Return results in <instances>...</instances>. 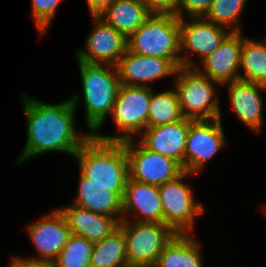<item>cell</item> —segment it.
Listing matches in <instances>:
<instances>
[{
    "label": "cell",
    "instance_id": "obj_1",
    "mask_svg": "<svg viewBox=\"0 0 266 267\" xmlns=\"http://www.w3.org/2000/svg\"><path fill=\"white\" fill-rule=\"evenodd\" d=\"M78 95L60 104H47L23 94L27 117V141L17 163L49 151L65 152L72 156L92 135H77L74 124Z\"/></svg>",
    "mask_w": 266,
    "mask_h": 267
},
{
    "label": "cell",
    "instance_id": "obj_2",
    "mask_svg": "<svg viewBox=\"0 0 266 267\" xmlns=\"http://www.w3.org/2000/svg\"><path fill=\"white\" fill-rule=\"evenodd\" d=\"M127 49L135 54L170 59L178 68H194L181 56L179 18L175 14L152 15L128 39Z\"/></svg>",
    "mask_w": 266,
    "mask_h": 267
},
{
    "label": "cell",
    "instance_id": "obj_3",
    "mask_svg": "<svg viewBox=\"0 0 266 267\" xmlns=\"http://www.w3.org/2000/svg\"><path fill=\"white\" fill-rule=\"evenodd\" d=\"M80 172L99 185H126L129 178L124 142H109L91 135L73 156Z\"/></svg>",
    "mask_w": 266,
    "mask_h": 267
},
{
    "label": "cell",
    "instance_id": "obj_4",
    "mask_svg": "<svg viewBox=\"0 0 266 267\" xmlns=\"http://www.w3.org/2000/svg\"><path fill=\"white\" fill-rule=\"evenodd\" d=\"M83 85L86 109V123L90 131H96L104 124L108 113L112 112L120 80L116 66L87 64L78 61ZM111 70H110V67Z\"/></svg>",
    "mask_w": 266,
    "mask_h": 267
},
{
    "label": "cell",
    "instance_id": "obj_5",
    "mask_svg": "<svg viewBox=\"0 0 266 267\" xmlns=\"http://www.w3.org/2000/svg\"><path fill=\"white\" fill-rule=\"evenodd\" d=\"M176 74L174 89L184 118L193 121L221 118L213 86L218 82L201 74L196 67H179Z\"/></svg>",
    "mask_w": 266,
    "mask_h": 267
},
{
    "label": "cell",
    "instance_id": "obj_6",
    "mask_svg": "<svg viewBox=\"0 0 266 267\" xmlns=\"http://www.w3.org/2000/svg\"><path fill=\"white\" fill-rule=\"evenodd\" d=\"M151 88L148 86L120 85L112 109L113 120L121 135L101 136L92 135L100 140L109 142H124L132 140L133 135L147 128Z\"/></svg>",
    "mask_w": 266,
    "mask_h": 267
},
{
    "label": "cell",
    "instance_id": "obj_7",
    "mask_svg": "<svg viewBox=\"0 0 266 267\" xmlns=\"http://www.w3.org/2000/svg\"><path fill=\"white\" fill-rule=\"evenodd\" d=\"M128 263L154 267L167 242L175 233L164 223L121 220Z\"/></svg>",
    "mask_w": 266,
    "mask_h": 267
},
{
    "label": "cell",
    "instance_id": "obj_8",
    "mask_svg": "<svg viewBox=\"0 0 266 267\" xmlns=\"http://www.w3.org/2000/svg\"><path fill=\"white\" fill-rule=\"evenodd\" d=\"M187 175L193 174L183 172L176 179L158 186L163 223L174 233L190 234L196 216L204 212L202 205L195 202L190 187L182 181Z\"/></svg>",
    "mask_w": 266,
    "mask_h": 267
},
{
    "label": "cell",
    "instance_id": "obj_9",
    "mask_svg": "<svg viewBox=\"0 0 266 267\" xmlns=\"http://www.w3.org/2000/svg\"><path fill=\"white\" fill-rule=\"evenodd\" d=\"M132 143L133 139L124 141L129 179L160 186L176 179L184 172L174 159L149 151L140 142L137 144L139 147L133 146Z\"/></svg>",
    "mask_w": 266,
    "mask_h": 267
},
{
    "label": "cell",
    "instance_id": "obj_10",
    "mask_svg": "<svg viewBox=\"0 0 266 267\" xmlns=\"http://www.w3.org/2000/svg\"><path fill=\"white\" fill-rule=\"evenodd\" d=\"M221 118L192 121L187 132L184 172L197 174L199 168L224 145Z\"/></svg>",
    "mask_w": 266,
    "mask_h": 267
},
{
    "label": "cell",
    "instance_id": "obj_11",
    "mask_svg": "<svg viewBox=\"0 0 266 267\" xmlns=\"http://www.w3.org/2000/svg\"><path fill=\"white\" fill-rule=\"evenodd\" d=\"M95 28L87 36L86 50L79 49L78 61L87 64L116 66L127 49V39L98 16H93Z\"/></svg>",
    "mask_w": 266,
    "mask_h": 267
},
{
    "label": "cell",
    "instance_id": "obj_12",
    "mask_svg": "<svg viewBox=\"0 0 266 267\" xmlns=\"http://www.w3.org/2000/svg\"><path fill=\"white\" fill-rule=\"evenodd\" d=\"M116 69L121 85L146 86L147 82L176 75L178 67L170 59L143 56L126 49Z\"/></svg>",
    "mask_w": 266,
    "mask_h": 267
},
{
    "label": "cell",
    "instance_id": "obj_13",
    "mask_svg": "<svg viewBox=\"0 0 266 267\" xmlns=\"http://www.w3.org/2000/svg\"><path fill=\"white\" fill-rule=\"evenodd\" d=\"M192 121L183 118L173 123L147 127L143 131L139 142L149 151L174 159L184 171L187 132Z\"/></svg>",
    "mask_w": 266,
    "mask_h": 267
},
{
    "label": "cell",
    "instance_id": "obj_14",
    "mask_svg": "<svg viewBox=\"0 0 266 267\" xmlns=\"http://www.w3.org/2000/svg\"><path fill=\"white\" fill-rule=\"evenodd\" d=\"M78 197L73 205L94 213L122 220V198L126 185H99L89 182L81 172ZM118 216V218H116Z\"/></svg>",
    "mask_w": 266,
    "mask_h": 267
},
{
    "label": "cell",
    "instance_id": "obj_15",
    "mask_svg": "<svg viewBox=\"0 0 266 267\" xmlns=\"http://www.w3.org/2000/svg\"><path fill=\"white\" fill-rule=\"evenodd\" d=\"M240 34L241 32H230L219 47L201 61L204 71H198L219 85L239 80L237 71L243 47V37Z\"/></svg>",
    "mask_w": 266,
    "mask_h": 267
},
{
    "label": "cell",
    "instance_id": "obj_16",
    "mask_svg": "<svg viewBox=\"0 0 266 267\" xmlns=\"http://www.w3.org/2000/svg\"><path fill=\"white\" fill-rule=\"evenodd\" d=\"M39 257L42 260L55 261L71 235L70 228L59 209L27 226Z\"/></svg>",
    "mask_w": 266,
    "mask_h": 267
},
{
    "label": "cell",
    "instance_id": "obj_17",
    "mask_svg": "<svg viewBox=\"0 0 266 267\" xmlns=\"http://www.w3.org/2000/svg\"><path fill=\"white\" fill-rule=\"evenodd\" d=\"M192 20L186 23L184 17L179 18L180 53L187 49L189 55L190 52L198 53L203 60L219 47L230 31L205 17H192Z\"/></svg>",
    "mask_w": 266,
    "mask_h": 267
},
{
    "label": "cell",
    "instance_id": "obj_18",
    "mask_svg": "<svg viewBox=\"0 0 266 267\" xmlns=\"http://www.w3.org/2000/svg\"><path fill=\"white\" fill-rule=\"evenodd\" d=\"M132 212L139 214L134 221L163 223L158 186L128 178L122 198V220H127V213Z\"/></svg>",
    "mask_w": 266,
    "mask_h": 267
},
{
    "label": "cell",
    "instance_id": "obj_19",
    "mask_svg": "<svg viewBox=\"0 0 266 267\" xmlns=\"http://www.w3.org/2000/svg\"><path fill=\"white\" fill-rule=\"evenodd\" d=\"M70 232L89 241L98 242L114 232L119 222L114 217L103 216L75 205L59 208Z\"/></svg>",
    "mask_w": 266,
    "mask_h": 267
},
{
    "label": "cell",
    "instance_id": "obj_20",
    "mask_svg": "<svg viewBox=\"0 0 266 267\" xmlns=\"http://www.w3.org/2000/svg\"><path fill=\"white\" fill-rule=\"evenodd\" d=\"M229 84V97L231 106L238 118L252 130L259 132L262 125V98L260 90H266V86L235 80Z\"/></svg>",
    "mask_w": 266,
    "mask_h": 267
},
{
    "label": "cell",
    "instance_id": "obj_21",
    "mask_svg": "<svg viewBox=\"0 0 266 267\" xmlns=\"http://www.w3.org/2000/svg\"><path fill=\"white\" fill-rule=\"evenodd\" d=\"M151 15L141 0H115L98 17L128 39Z\"/></svg>",
    "mask_w": 266,
    "mask_h": 267
},
{
    "label": "cell",
    "instance_id": "obj_22",
    "mask_svg": "<svg viewBox=\"0 0 266 267\" xmlns=\"http://www.w3.org/2000/svg\"><path fill=\"white\" fill-rule=\"evenodd\" d=\"M199 245L189 234L175 233L154 267H203Z\"/></svg>",
    "mask_w": 266,
    "mask_h": 267
},
{
    "label": "cell",
    "instance_id": "obj_23",
    "mask_svg": "<svg viewBox=\"0 0 266 267\" xmlns=\"http://www.w3.org/2000/svg\"><path fill=\"white\" fill-rule=\"evenodd\" d=\"M240 67L245 74L240 73L239 80L266 86V41L243 38Z\"/></svg>",
    "mask_w": 266,
    "mask_h": 267
},
{
    "label": "cell",
    "instance_id": "obj_24",
    "mask_svg": "<svg viewBox=\"0 0 266 267\" xmlns=\"http://www.w3.org/2000/svg\"><path fill=\"white\" fill-rule=\"evenodd\" d=\"M126 263L125 238L119 227L105 239L94 243L90 267H119Z\"/></svg>",
    "mask_w": 266,
    "mask_h": 267
},
{
    "label": "cell",
    "instance_id": "obj_25",
    "mask_svg": "<svg viewBox=\"0 0 266 267\" xmlns=\"http://www.w3.org/2000/svg\"><path fill=\"white\" fill-rule=\"evenodd\" d=\"M183 118L175 89L155 95L151 90L147 127L165 125Z\"/></svg>",
    "mask_w": 266,
    "mask_h": 267
},
{
    "label": "cell",
    "instance_id": "obj_26",
    "mask_svg": "<svg viewBox=\"0 0 266 267\" xmlns=\"http://www.w3.org/2000/svg\"><path fill=\"white\" fill-rule=\"evenodd\" d=\"M94 242L71 234L56 258V267H90Z\"/></svg>",
    "mask_w": 266,
    "mask_h": 267
},
{
    "label": "cell",
    "instance_id": "obj_27",
    "mask_svg": "<svg viewBox=\"0 0 266 267\" xmlns=\"http://www.w3.org/2000/svg\"><path fill=\"white\" fill-rule=\"evenodd\" d=\"M247 0H213L205 18L230 32H241L237 24L238 17ZM237 26V27H236Z\"/></svg>",
    "mask_w": 266,
    "mask_h": 267
},
{
    "label": "cell",
    "instance_id": "obj_28",
    "mask_svg": "<svg viewBox=\"0 0 266 267\" xmlns=\"http://www.w3.org/2000/svg\"><path fill=\"white\" fill-rule=\"evenodd\" d=\"M61 0H31L35 25L42 35L51 23Z\"/></svg>",
    "mask_w": 266,
    "mask_h": 267
},
{
    "label": "cell",
    "instance_id": "obj_29",
    "mask_svg": "<svg viewBox=\"0 0 266 267\" xmlns=\"http://www.w3.org/2000/svg\"><path fill=\"white\" fill-rule=\"evenodd\" d=\"M212 2L213 0H180L178 11L175 15L178 18H182V10H185L184 12H186L191 18L205 17L210 10Z\"/></svg>",
    "mask_w": 266,
    "mask_h": 267
},
{
    "label": "cell",
    "instance_id": "obj_30",
    "mask_svg": "<svg viewBox=\"0 0 266 267\" xmlns=\"http://www.w3.org/2000/svg\"><path fill=\"white\" fill-rule=\"evenodd\" d=\"M147 8L156 14H176L180 0H141Z\"/></svg>",
    "mask_w": 266,
    "mask_h": 267
},
{
    "label": "cell",
    "instance_id": "obj_31",
    "mask_svg": "<svg viewBox=\"0 0 266 267\" xmlns=\"http://www.w3.org/2000/svg\"><path fill=\"white\" fill-rule=\"evenodd\" d=\"M9 267H56L54 261L42 260L40 258L13 257Z\"/></svg>",
    "mask_w": 266,
    "mask_h": 267
},
{
    "label": "cell",
    "instance_id": "obj_32",
    "mask_svg": "<svg viewBox=\"0 0 266 267\" xmlns=\"http://www.w3.org/2000/svg\"><path fill=\"white\" fill-rule=\"evenodd\" d=\"M89 10L93 16H99L106 8L115 2V0H87Z\"/></svg>",
    "mask_w": 266,
    "mask_h": 267
},
{
    "label": "cell",
    "instance_id": "obj_33",
    "mask_svg": "<svg viewBox=\"0 0 266 267\" xmlns=\"http://www.w3.org/2000/svg\"><path fill=\"white\" fill-rule=\"evenodd\" d=\"M119 267H149V266L142 265V264L126 263V264H123V265H121Z\"/></svg>",
    "mask_w": 266,
    "mask_h": 267
}]
</instances>
